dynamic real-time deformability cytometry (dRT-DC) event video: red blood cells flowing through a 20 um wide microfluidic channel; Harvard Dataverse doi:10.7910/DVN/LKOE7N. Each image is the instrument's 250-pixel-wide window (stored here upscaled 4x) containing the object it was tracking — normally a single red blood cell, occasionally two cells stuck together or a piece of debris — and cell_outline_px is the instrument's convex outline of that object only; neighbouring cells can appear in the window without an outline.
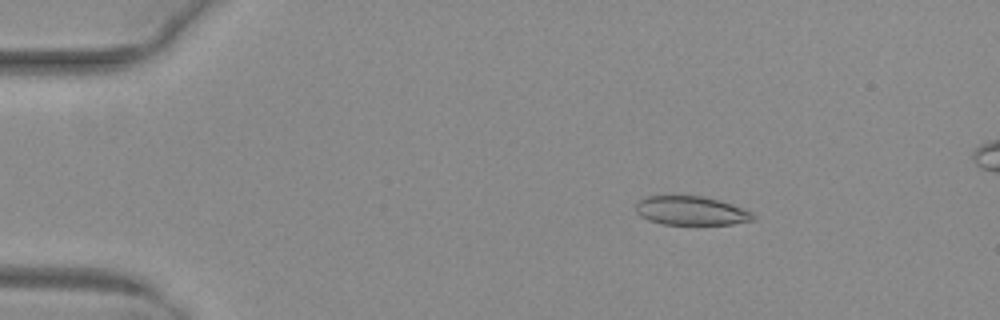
{"species": "common noctule bat (a hibernating species)", "species_latin": "Nyctalus noctula", "temperature_condition": "warm", "stored_images_in_passage": 47, "camera_frame_rate_fps": 3000, "um_per_image_px": 0.085, "animal": {"sex": "female", "body_mass_g": 29.2, "forearm_length_mm": 56.3}, "frame": {"image": 1, "passage_image": 3, "time_ms": 0.667, "image_size_px": [1000, 320], "cell_outline_px": [[756, 216], [752, 220], [732, 224], [664, 224], [648, 220], [640, 216], [636, 212], [636, 200], [648, 196], [704, 196], [732, 204], [752, 212]], "centroid_in_image_um": [58.71, 17.9], "position_along_channel_um": 26.3, "area_um2": 19.71}}
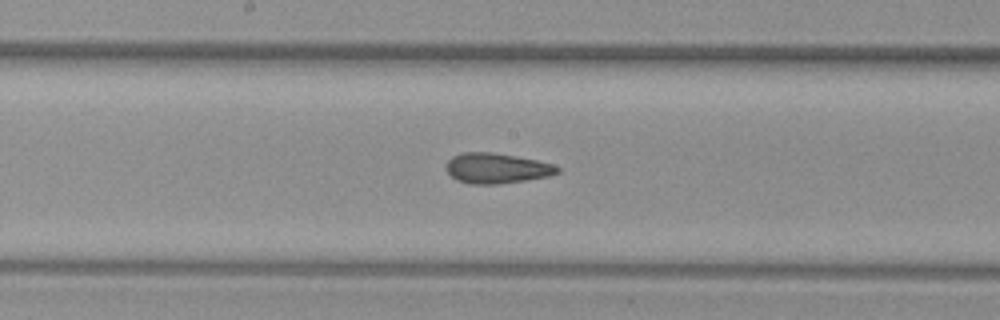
{"frame": {"image": 2, "passage_image": 22, "time_ms": 7.0, "image_size_px": [1000, 320], "cell_outline_px": [[560, 172], [548, 176], [500, 184], [468, 184], [456, 180], [444, 168], [448, 160], [452, 156], [464, 152], [492, 152], [516, 156], [536, 160], [552, 164], [560, 168]], "centroid_in_image_um": [42.18, 14.3], "position_along_channel_um": 206.0, "area_um2": 19.65}}
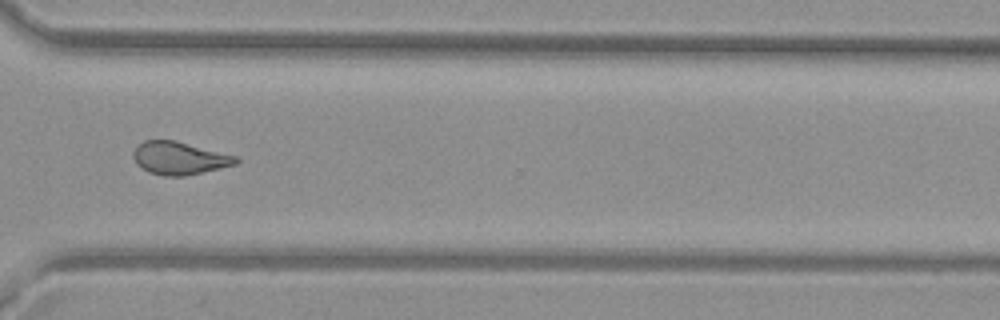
{"frame": {"image": 3, "passage_image": 33, "time_ms": 10.667, "image_size_px": [1000, 320], "cell_outline_px": [[240, 160], [236, 164], [220, 168], [184, 176], [164, 176], [148, 172], [136, 164], [132, 156], [132, 152], [144, 140], [176, 140], [236, 156]], "centroid_in_image_um": [15.22, 13.44], "position_along_channel_um": 355.4, "area_um2": 19.59}, "authors_computed_cell_mechanics": {"area_um2": 20.23, "velocity_mm_per_s": 4.0793, "shape_relaxation_time_tau1_ms": null, "shape_relaxation_time_tau2_ms": 2.2104, "deformation_change_tau1": null, "deformation_change_tau2": 0.1001}}